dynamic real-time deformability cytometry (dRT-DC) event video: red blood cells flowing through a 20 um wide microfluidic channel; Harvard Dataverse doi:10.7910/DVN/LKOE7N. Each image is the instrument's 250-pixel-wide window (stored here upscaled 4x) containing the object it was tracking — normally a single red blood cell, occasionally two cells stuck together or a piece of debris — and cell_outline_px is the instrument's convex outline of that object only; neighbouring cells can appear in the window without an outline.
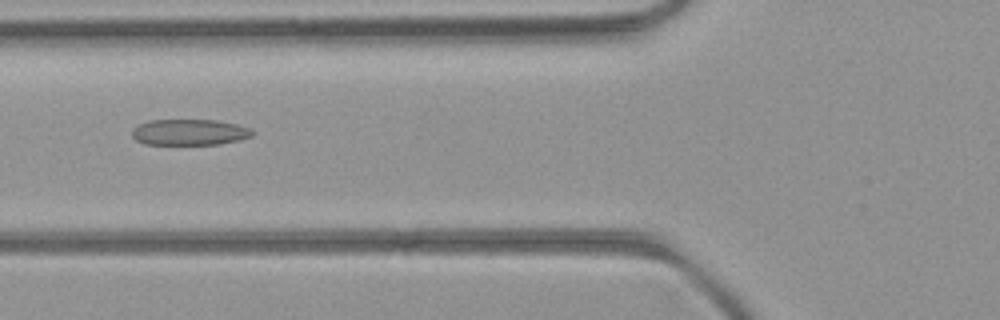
{"species": "common noctule bat (a hibernating species)", "species_latin": "Nyctalus noctula", "temperature_condition": "room temperature", "stored_images_in_passage": 42, "camera_frame_rate_fps": 3000, "um_per_image_px": 0.085, "animal": {"sex": "female", "body_mass_g": 21.9}, "frame": {"image": 1, "passage_image": 10, "time_ms": 3.0, "image_size_px": [1000, 320], "cell_outline_px": [[252, 136], [240, 140], [220, 144], [144, 144], [136, 140], [132, 136], [132, 128], [136, 124], [148, 120], [216, 120], [236, 124], [252, 128]], "centroid_in_image_um": [16.08, 11.23], "position_along_channel_um": 109.7, "area_um2": 18.38}}
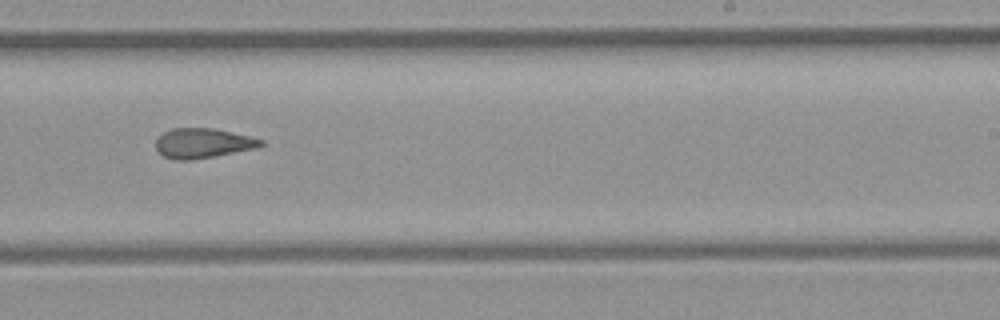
{"frame": {"image": 2, "passage_image": 22, "time_ms": 7.0, "image_size_px": [1000, 320], "cell_outline_px": [[264, 144], [260, 148], [192, 160], [176, 160], [164, 156], [156, 148], [156, 140], [164, 132], [172, 128], [212, 128], [252, 136], [264, 140]], "centroid_in_image_um": [17.31, 12.17], "position_along_channel_um": 271.7, "area_um2": 18.38}}
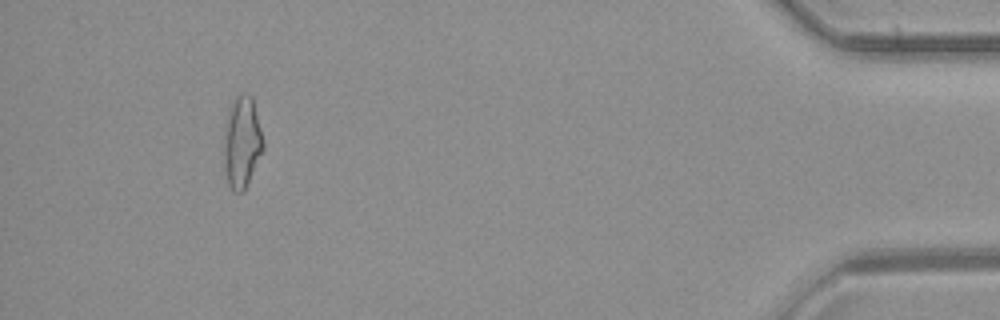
{"frame": {"image": 3, "passage_image": 38, "time_ms": 12.333, "image_size_px": [1000, 320], "cell_outline_px": [[264, 148], [244, 192], [232, 192], [228, 184], [224, 164], [224, 128], [228, 112], [232, 100], [240, 92], [252, 96], [264, 140]], "centroid_in_image_um": [20.56, 12.08], "position_along_channel_um": 414.6, "area_um2": 21.21}, "authors_computed_cell_mechanics": {"area_um2": 19.1318, "velocity_mm_per_s": 4.0405, "shape_relaxation_time_tau1_ms": null, "shape_relaxation_time_tau2_ms": 1.955, "deformation_change_tau1": null, "deformation_change_tau2": 0.106}}